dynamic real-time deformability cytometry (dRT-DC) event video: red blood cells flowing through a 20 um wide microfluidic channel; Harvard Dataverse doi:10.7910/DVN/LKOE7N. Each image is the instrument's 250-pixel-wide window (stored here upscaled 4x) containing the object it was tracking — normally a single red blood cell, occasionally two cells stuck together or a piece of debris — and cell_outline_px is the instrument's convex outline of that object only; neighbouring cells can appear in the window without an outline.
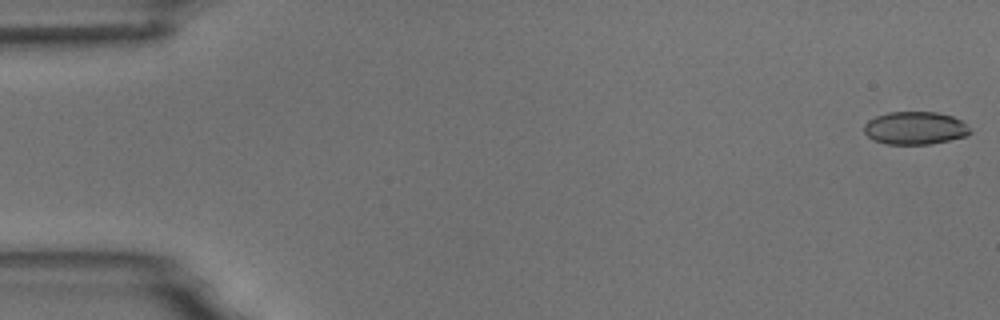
{"species": "common noctule bat (a hibernating species)", "species_latin": "Nyctalus noctula", "temperature_condition": "room temperature", "stored_images_in_passage": 5, "camera_frame_rate_fps": 3000, "um_per_image_px": 0.085, "animal": {"sex": "male", "body_mass_g": 18.8}, "frame": {"image": 1, "passage_image": 1, "time_ms": 0.0, "image_size_px": [1000, 320], "cell_outline_px": [[972, 132], [968, 136], [932, 144], [888, 144], [872, 140], [864, 132], [864, 124], [868, 120], [876, 116], [888, 112], [936, 112], [952, 116], [960, 120]], "centroid_in_image_um": [77.77, 10.89], "position_along_channel_um": 7.2, "area_um2": 20.35}}
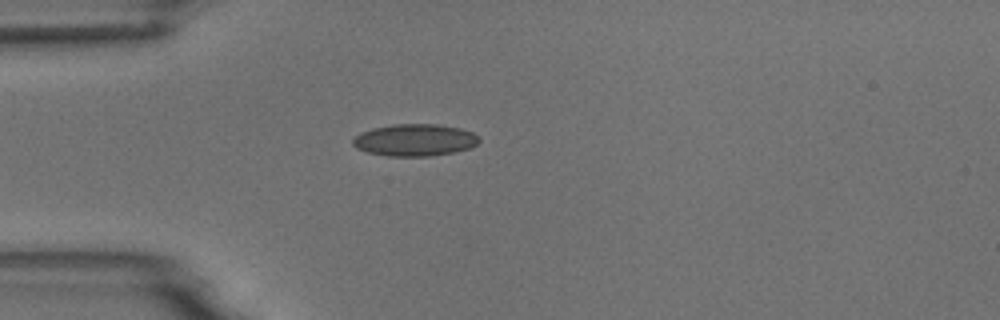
{"frame": {"image": 2, "passage_image": 5, "time_ms": 4.667, "image_size_px": [1000, 320], "cell_outline_px": [[480, 140], [476, 144], [468, 148], [452, 152], [432, 156], [388, 156], [368, 152], [356, 148], [352, 144], [352, 140], [360, 132], [372, 128], [392, 124], [436, 124], [460, 128], [472, 132]], "centroid_in_image_um": [35.21, 11.9], "position_along_channel_um": 49.8, "area_um2": 23.47}}